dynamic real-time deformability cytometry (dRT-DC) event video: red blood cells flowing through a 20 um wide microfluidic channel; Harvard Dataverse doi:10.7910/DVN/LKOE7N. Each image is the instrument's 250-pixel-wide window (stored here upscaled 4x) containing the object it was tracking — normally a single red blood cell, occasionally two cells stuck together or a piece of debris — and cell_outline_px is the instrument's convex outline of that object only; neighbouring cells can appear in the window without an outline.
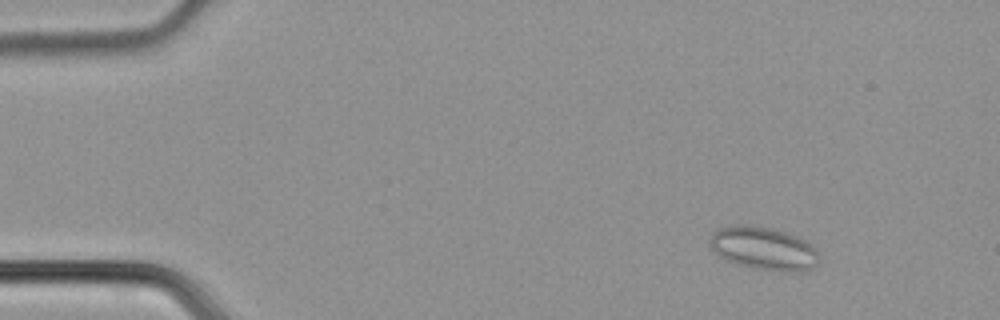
{"species": "common noctule bat (a hibernating species)", "species_latin": "Nyctalus noctula", "temperature_condition": "cold", "stored_images_in_passage": 50, "camera_frame_rate_fps": 3000, "um_per_image_px": 0.085, "animal": {"sex": "male", "body_mass_g": 21.5, "forearm_length_mm": 52.0}, "frame": {"image": 1, "passage_image": 7, "time_ms": 2.0, "image_size_px": [1000, 320], "cell_outline_px": [[816, 264], [812, 268], [800, 272], [784, 272], [752, 268], [736, 264], [724, 260], [708, 244], [712, 236], [720, 228], [736, 224], [744, 224], [768, 228], [784, 232], [808, 240], [816, 248]], "centroid_in_image_um": [64.91, 21.13], "position_along_channel_um": 20.1, "area_um2": 27.34}}
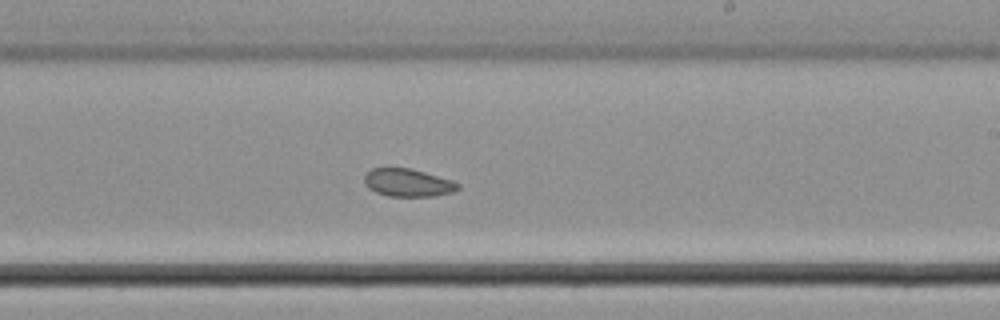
{"frame": {"image": 2, "passage_image": 30, "time_ms": 9.667, "image_size_px": [1000, 320], "cell_outline_px": [[460, 188], [452, 192], [436, 196], [388, 196], [376, 192], [368, 188], [364, 184], [364, 176], [372, 168], [412, 168], [452, 180], [460, 184]], "centroid_in_image_um": [34.67, 15.53], "position_along_channel_um": 254.3, "area_um2": 15.26}}
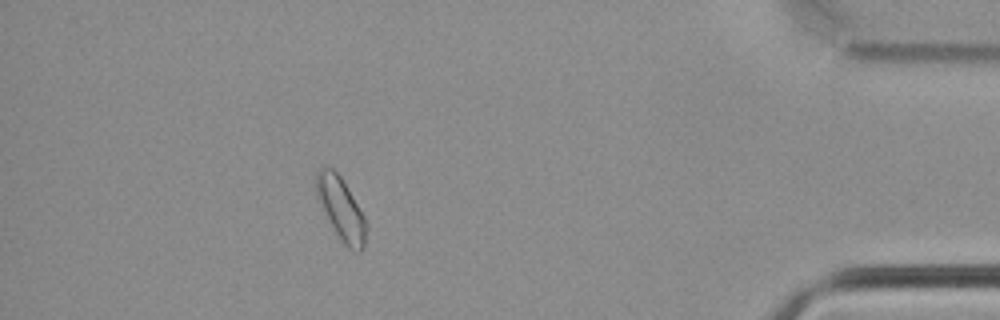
{"frame": {"image": 3, "passage_image": 44, "time_ms": 14.333, "image_size_px": [1000, 320], "cell_outline_px": [[364, 244], [360, 252], [356, 252], [348, 248], [344, 244], [328, 220], [316, 200], [316, 172], [320, 168], [332, 168], [340, 176], [364, 216]], "centroid_in_image_um": [28.92, 17.72], "position_along_channel_um": 406.3, "area_um2": 17.63}}